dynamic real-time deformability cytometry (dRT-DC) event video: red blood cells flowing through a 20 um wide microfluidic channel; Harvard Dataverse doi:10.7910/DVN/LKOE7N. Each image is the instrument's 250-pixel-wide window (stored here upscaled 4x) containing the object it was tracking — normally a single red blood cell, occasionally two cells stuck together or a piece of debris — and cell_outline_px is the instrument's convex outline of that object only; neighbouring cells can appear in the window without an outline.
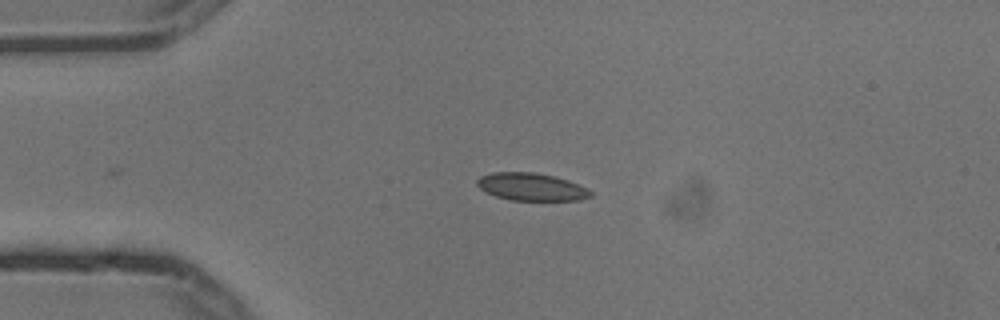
{"species": "common noctule bat (a hibernating species)", "species_latin": "Nyctalus noctula", "temperature_condition": "cold", "stored_images_in_passage": 5, "camera_frame_rate_fps": 3000, "um_per_image_px": 0.085, "animal": {"sex": "male", "body_mass_g": 13.3}, "frame": {"image": 1, "passage_image": 5, "time_ms": 1.333, "image_size_px": [1000, 320], "cell_outline_px": [[592, 196], [580, 200], [512, 200], [496, 196], [480, 188], [476, 184], [476, 180], [480, 176], [492, 172], [532, 172], [556, 176], [568, 180], [588, 188], [592, 192]], "centroid_in_image_um": [45.18, 15.87], "position_along_channel_um": 39.8, "area_um2": 18.26}}